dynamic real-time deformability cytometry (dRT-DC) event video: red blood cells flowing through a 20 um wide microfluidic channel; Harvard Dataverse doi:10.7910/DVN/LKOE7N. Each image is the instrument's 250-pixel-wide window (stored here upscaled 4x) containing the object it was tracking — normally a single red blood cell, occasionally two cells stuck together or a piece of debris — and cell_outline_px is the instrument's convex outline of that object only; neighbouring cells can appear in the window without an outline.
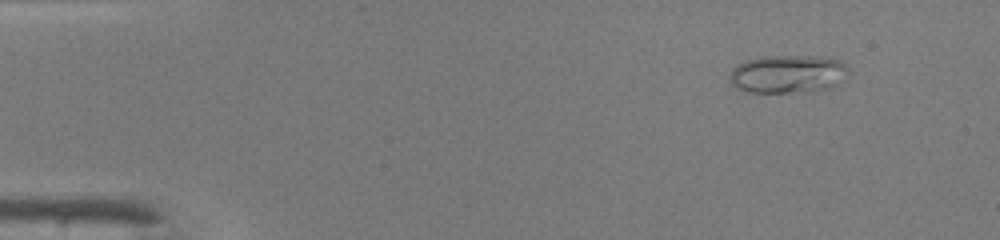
{"species": "common noctule bat (a hibernating species)", "species_latin": "Nyctalus noctula", "temperature_condition": "warm", "stored_images_in_passage": 43, "camera_frame_rate_fps": 3000, "um_per_image_px": 0.085, "animal": {"sex": "male", "body_mass_g": 19.0, "forearm_length_mm": 50.8}, "frame": {"image": 1, "passage_image": 1, "time_ms": 0.0, "image_size_px": [1000, 240], "cell_outline_px": [[848, 72], [836, 84], [828, 88], [808, 92], [748, 92], [736, 88], [732, 84], [728, 76], [732, 68], [736, 64], [760, 56], [820, 56], [840, 60], [848, 68]], "centroid_in_image_um": [66.92, 6.28], "position_along_channel_um": 18.1, "area_um2": 26.47}}
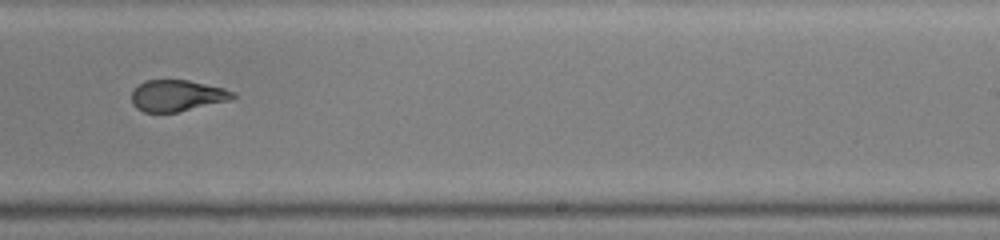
{"frame": {"image": 2, "passage_image": 26, "time_ms": 8.333, "image_size_px": [1000, 240], "cell_outline_px": [[236, 96], [232, 100], [176, 112], [144, 112], [136, 108], [132, 104], [132, 92], [144, 80], [188, 80], [224, 88], [236, 92]], "centroid_in_image_um": [15.08, 8.13], "position_along_channel_um": 273.9, "area_um2": 18.5}}
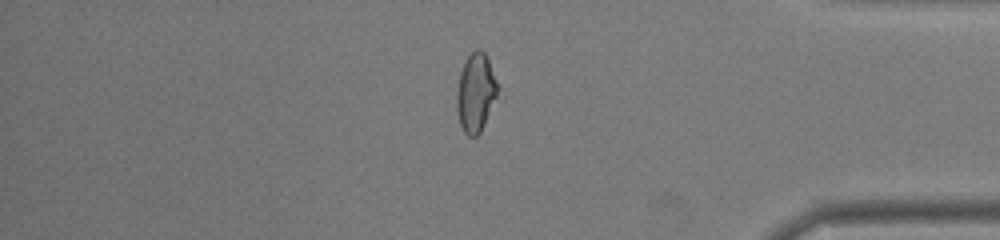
{"frame": {"image": 3, "passage_image": 36, "time_ms": 11.667, "image_size_px": [1000, 240], "cell_outline_px": [[504, 100], [480, 132], [476, 136], [468, 136], [464, 132], [460, 124], [456, 108], [456, 92], [460, 72], [468, 56], [476, 48], [480, 48], [488, 56], [504, 96]], "centroid_in_image_um": [40.57, 7.92], "position_along_channel_um": 394.6, "area_um2": 20.52}, "authors_computed_cell_mechanics": {"area_um2": 20.3456, "velocity_mm_per_s": 4.3138, "shape_relaxation_time_tau1_ms": 10.9367, "shape_relaxation_time_tau2_ms": 1.3545, "deformation_change_tau1": 0.3557, "deformation_change_tau2": 0.098}}